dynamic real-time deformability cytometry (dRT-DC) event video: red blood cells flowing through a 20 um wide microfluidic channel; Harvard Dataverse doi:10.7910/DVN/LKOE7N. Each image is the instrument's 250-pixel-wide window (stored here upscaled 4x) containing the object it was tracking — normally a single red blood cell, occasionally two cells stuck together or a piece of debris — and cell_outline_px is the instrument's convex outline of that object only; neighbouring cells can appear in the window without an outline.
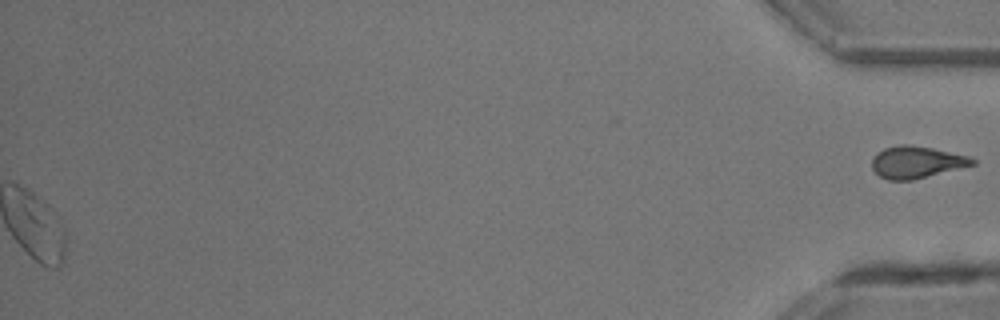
{"species": "common noctule bat (a hibernating species)", "species_latin": "Nyctalus noctula", "temperature_condition": "room temperature", "stored_images_in_passage": 28, "segment_of_instrument_passage": [2, 2], "camera_frame_rate_fps": 3000, "um_per_image_px": 0.085, "animal": {"sex": "male", "body_mass_g": 13.3}, "frame": {"image": 1, "passage_image": 28, "time_ms": 9.0, "image_size_px": [1000, 320], "cell_outline_px": [[976, 164], [912, 180], [888, 180], [880, 176], [872, 168], [872, 156], [876, 152], [884, 148], [900, 144], [908, 144], [932, 148], [968, 156], [976, 160]], "centroid_in_image_um": [77.87, 13.77], "position_along_channel_um": 357.3, "area_um2": 18.67}}